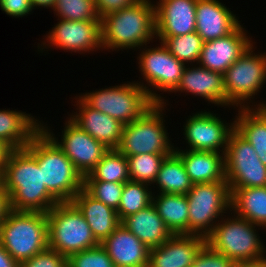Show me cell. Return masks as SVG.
<instances>
[{
	"mask_svg": "<svg viewBox=\"0 0 266 267\" xmlns=\"http://www.w3.org/2000/svg\"><path fill=\"white\" fill-rule=\"evenodd\" d=\"M2 186L14 211L47 213L59 203L43 183L42 167L25 148L10 151L2 174Z\"/></svg>",
	"mask_w": 266,
	"mask_h": 267,
	"instance_id": "cell-1",
	"label": "cell"
},
{
	"mask_svg": "<svg viewBox=\"0 0 266 267\" xmlns=\"http://www.w3.org/2000/svg\"><path fill=\"white\" fill-rule=\"evenodd\" d=\"M25 149L42 167L47 190L59 202H71L83 188L84 178L57 143L41 128Z\"/></svg>",
	"mask_w": 266,
	"mask_h": 267,
	"instance_id": "cell-2",
	"label": "cell"
},
{
	"mask_svg": "<svg viewBox=\"0 0 266 267\" xmlns=\"http://www.w3.org/2000/svg\"><path fill=\"white\" fill-rule=\"evenodd\" d=\"M101 33L102 48L106 50L141 48L156 35L155 5L150 0H137L130 7L104 16Z\"/></svg>",
	"mask_w": 266,
	"mask_h": 267,
	"instance_id": "cell-3",
	"label": "cell"
},
{
	"mask_svg": "<svg viewBox=\"0 0 266 267\" xmlns=\"http://www.w3.org/2000/svg\"><path fill=\"white\" fill-rule=\"evenodd\" d=\"M140 83L129 82L85 93L79 97L91 108L126 125L141 118L156 103H164L161 96Z\"/></svg>",
	"mask_w": 266,
	"mask_h": 267,
	"instance_id": "cell-4",
	"label": "cell"
},
{
	"mask_svg": "<svg viewBox=\"0 0 266 267\" xmlns=\"http://www.w3.org/2000/svg\"><path fill=\"white\" fill-rule=\"evenodd\" d=\"M0 242L19 263L47 249L46 213L11 210L0 224Z\"/></svg>",
	"mask_w": 266,
	"mask_h": 267,
	"instance_id": "cell-5",
	"label": "cell"
},
{
	"mask_svg": "<svg viewBox=\"0 0 266 267\" xmlns=\"http://www.w3.org/2000/svg\"><path fill=\"white\" fill-rule=\"evenodd\" d=\"M48 248L66 258L100 243L93 236L83 214L72 202H59L46 213Z\"/></svg>",
	"mask_w": 266,
	"mask_h": 267,
	"instance_id": "cell-6",
	"label": "cell"
},
{
	"mask_svg": "<svg viewBox=\"0 0 266 267\" xmlns=\"http://www.w3.org/2000/svg\"><path fill=\"white\" fill-rule=\"evenodd\" d=\"M165 104L156 103L141 118L124 125L117 150L126 157L143 153L171 154L174 146L163 124Z\"/></svg>",
	"mask_w": 266,
	"mask_h": 267,
	"instance_id": "cell-7",
	"label": "cell"
},
{
	"mask_svg": "<svg viewBox=\"0 0 266 267\" xmlns=\"http://www.w3.org/2000/svg\"><path fill=\"white\" fill-rule=\"evenodd\" d=\"M233 218L222 219V223L218 220L214 230L206 238V243L234 262L265 258V246L256 234L255 226L258 225L239 216Z\"/></svg>",
	"mask_w": 266,
	"mask_h": 267,
	"instance_id": "cell-8",
	"label": "cell"
},
{
	"mask_svg": "<svg viewBox=\"0 0 266 267\" xmlns=\"http://www.w3.org/2000/svg\"><path fill=\"white\" fill-rule=\"evenodd\" d=\"M186 197L190 235L207 238L217 224L215 219L226 210L232 211L231 191L227 181L193 184Z\"/></svg>",
	"mask_w": 266,
	"mask_h": 267,
	"instance_id": "cell-9",
	"label": "cell"
},
{
	"mask_svg": "<svg viewBox=\"0 0 266 267\" xmlns=\"http://www.w3.org/2000/svg\"><path fill=\"white\" fill-rule=\"evenodd\" d=\"M253 48L252 44L223 74L229 106L250 108L244 103L253 99L266 81V53L253 55Z\"/></svg>",
	"mask_w": 266,
	"mask_h": 267,
	"instance_id": "cell-10",
	"label": "cell"
},
{
	"mask_svg": "<svg viewBox=\"0 0 266 267\" xmlns=\"http://www.w3.org/2000/svg\"><path fill=\"white\" fill-rule=\"evenodd\" d=\"M224 161L229 188L266 187V166L236 130L229 136Z\"/></svg>",
	"mask_w": 266,
	"mask_h": 267,
	"instance_id": "cell-11",
	"label": "cell"
},
{
	"mask_svg": "<svg viewBox=\"0 0 266 267\" xmlns=\"http://www.w3.org/2000/svg\"><path fill=\"white\" fill-rule=\"evenodd\" d=\"M41 128L57 143L66 156L72 161L75 169L83 176L88 175L109 150L100 141L81 129L71 119L65 124L61 142L41 125Z\"/></svg>",
	"mask_w": 266,
	"mask_h": 267,
	"instance_id": "cell-12",
	"label": "cell"
},
{
	"mask_svg": "<svg viewBox=\"0 0 266 267\" xmlns=\"http://www.w3.org/2000/svg\"><path fill=\"white\" fill-rule=\"evenodd\" d=\"M186 122L184 136L189 150L225 154L229 136L235 130L234 122L228 126L216 114L202 111L190 116Z\"/></svg>",
	"mask_w": 266,
	"mask_h": 267,
	"instance_id": "cell-13",
	"label": "cell"
},
{
	"mask_svg": "<svg viewBox=\"0 0 266 267\" xmlns=\"http://www.w3.org/2000/svg\"><path fill=\"white\" fill-rule=\"evenodd\" d=\"M161 47L151 48L141 52L139 68L149 86L161 91L173 92L178 86L184 68L183 62L174 57L162 43Z\"/></svg>",
	"mask_w": 266,
	"mask_h": 267,
	"instance_id": "cell-14",
	"label": "cell"
},
{
	"mask_svg": "<svg viewBox=\"0 0 266 267\" xmlns=\"http://www.w3.org/2000/svg\"><path fill=\"white\" fill-rule=\"evenodd\" d=\"M47 43L74 52L102 49L101 21H69L60 19L47 35Z\"/></svg>",
	"mask_w": 266,
	"mask_h": 267,
	"instance_id": "cell-15",
	"label": "cell"
},
{
	"mask_svg": "<svg viewBox=\"0 0 266 267\" xmlns=\"http://www.w3.org/2000/svg\"><path fill=\"white\" fill-rule=\"evenodd\" d=\"M239 25L231 34L204 42L199 65L224 74L225 71L253 44Z\"/></svg>",
	"mask_w": 266,
	"mask_h": 267,
	"instance_id": "cell-16",
	"label": "cell"
},
{
	"mask_svg": "<svg viewBox=\"0 0 266 267\" xmlns=\"http://www.w3.org/2000/svg\"><path fill=\"white\" fill-rule=\"evenodd\" d=\"M197 0H159L155 6L156 37H174L196 31Z\"/></svg>",
	"mask_w": 266,
	"mask_h": 267,
	"instance_id": "cell-17",
	"label": "cell"
},
{
	"mask_svg": "<svg viewBox=\"0 0 266 267\" xmlns=\"http://www.w3.org/2000/svg\"><path fill=\"white\" fill-rule=\"evenodd\" d=\"M206 238L173 234L162 245L149 250L148 267H191Z\"/></svg>",
	"mask_w": 266,
	"mask_h": 267,
	"instance_id": "cell-18",
	"label": "cell"
},
{
	"mask_svg": "<svg viewBox=\"0 0 266 267\" xmlns=\"http://www.w3.org/2000/svg\"><path fill=\"white\" fill-rule=\"evenodd\" d=\"M100 245L115 267H148L150 249L122 224Z\"/></svg>",
	"mask_w": 266,
	"mask_h": 267,
	"instance_id": "cell-19",
	"label": "cell"
},
{
	"mask_svg": "<svg viewBox=\"0 0 266 267\" xmlns=\"http://www.w3.org/2000/svg\"><path fill=\"white\" fill-rule=\"evenodd\" d=\"M229 8L218 0H197L196 32L204 42L228 36L239 25Z\"/></svg>",
	"mask_w": 266,
	"mask_h": 267,
	"instance_id": "cell-20",
	"label": "cell"
},
{
	"mask_svg": "<svg viewBox=\"0 0 266 267\" xmlns=\"http://www.w3.org/2000/svg\"><path fill=\"white\" fill-rule=\"evenodd\" d=\"M79 113L70 119L108 149H117L123 124L111 116L88 106L80 97L77 101Z\"/></svg>",
	"mask_w": 266,
	"mask_h": 267,
	"instance_id": "cell-21",
	"label": "cell"
},
{
	"mask_svg": "<svg viewBox=\"0 0 266 267\" xmlns=\"http://www.w3.org/2000/svg\"><path fill=\"white\" fill-rule=\"evenodd\" d=\"M186 91L196 96H201L216 105L226 104V92L224 88L223 74L204 68L185 67L181 80L173 92Z\"/></svg>",
	"mask_w": 266,
	"mask_h": 267,
	"instance_id": "cell-22",
	"label": "cell"
},
{
	"mask_svg": "<svg viewBox=\"0 0 266 267\" xmlns=\"http://www.w3.org/2000/svg\"><path fill=\"white\" fill-rule=\"evenodd\" d=\"M86 219L95 239L101 243L121 224L117 211L92 197L84 188L71 201Z\"/></svg>",
	"mask_w": 266,
	"mask_h": 267,
	"instance_id": "cell-23",
	"label": "cell"
},
{
	"mask_svg": "<svg viewBox=\"0 0 266 267\" xmlns=\"http://www.w3.org/2000/svg\"><path fill=\"white\" fill-rule=\"evenodd\" d=\"M193 184L226 181L224 154L218 152L174 149ZM186 151V152H185Z\"/></svg>",
	"mask_w": 266,
	"mask_h": 267,
	"instance_id": "cell-24",
	"label": "cell"
},
{
	"mask_svg": "<svg viewBox=\"0 0 266 267\" xmlns=\"http://www.w3.org/2000/svg\"><path fill=\"white\" fill-rule=\"evenodd\" d=\"M121 224L149 249L162 245L173 235L153 204L123 218Z\"/></svg>",
	"mask_w": 266,
	"mask_h": 267,
	"instance_id": "cell-25",
	"label": "cell"
},
{
	"mask_svg": "<svg viewBox=\"0 0 266 267\" xmlns=\"http://www.w3.org/2000/svg\"><path fill=\"white\" fill-rule=\"evenodd\" d=\"M31 114L12 110H0V141L13 149L25 148L41 129Z\"/></svg>",
	"mask_w": 266,
	"mask_h": 267,
	"instance_id": "cell-26",
	"label": "cell"
},
{
	"mask_svg": "<svg viewBox=\"0 0 266 267\" xmlns=\"http://www.w3.org/2000/svg\"><path fill=\"white\" fill-rule=\"evenodd\" d=\"M238 110L234 121L235 130L253 146L266 166V104H258L255 109L250 107Z\"/></svg>",
	"mask_w": 266,
	"mask_h": 267,
	"instance_id": "cell-27",
	"label": "cell"
},
{
	"mask_svg": "<svg viewBox=\"0 0 266 267\" xmlns=\"http://www.w3.org/2000/svg\"><path fill=\"white\" fill-rule=\"evenodd\" d=\"M230 191L234 214L266 227V187L230 188Z\"/></svg>",
	"mask_w": 266,
	"mask_h": 267,
	"instance_id": "cell-28",
	"label": "cell"
},
{
	"mask_svg": "<svg viewBox=\"0 0 266 267\" xmlns=\"http://www.w3.org/2000/svg\"><path fill=\"white\" fill-rule=\"evenodd\" d=\"M152 204L173 234H189V207L186 194L159 193L156 197L155 195L152 197Z\"/></svg>",
	"mask_w": 266,
	"mask_h": 267,
	"instance_id": "cell-29",
	"label": "cell"
},
{
	"mask_svg": "<svg viewBox=\"0 0 266 267\" xmlns=\"http://www.w3.org/2000/svg\"><path fill=\"white\" fill-rule=\"evenodd\" d=\"M154 182L160 187L159 193L187 194L193 186L183 161L175 151L165 157Z\"/></svg>",
	"mask_w": 266,
	"mask_h": 267,
	"instance_id": "cell-30",
	"label": "cell"
},
{
	"mask_svg": "<svg viewBox=\"0 0 266 267\" xmlns=\"http://www.w3.org/2000/svg\"><path fill=\"white\" fill-rule=\"evenodd\" d=\"M84 180L125 183L130 181L128 161L117 149H109Z\"/></svg>",
	"mask_w": 266,
	"mask_h": 267,
	"instance_id": "cell-31",
	"label": "cell"
},
{
	"mask_svg": "<svg viewBox=\"0 0 266 267\" xmlns=\"http://www.w3.org/2000/svg\"><path fill=\"white\" fill-rule=\"evenodd\" d=\"M148 186V184L134 181L124 183L117 210L120 221L152 204L153 194L152 191H149Z\"/></svg>",
	"mask_w": 266,
	"mask_h": 267,
	"instance_id": "cell-32",
	"label": "cell"
},
{
	"mask_svg": "<svg viewBox=\"0 0 266 267\" xmlns=\"http://www.w3.org/2000/svg\"><path fill=\"white\" fill-rule=\"evenodd\" d=\"M158 38L180 62L185 64V62L195 63L196 61L198 64L204 41L196 31L185 35Z\"/></svg>",
	"mask_w": 266,
	"mask_h": 267,
	"instance_id": "cell-33",
	"label": "cell"
},
{
	"mask_svg": "<svg viewBox=\"0 0 266 267\" xmlns=\"http://www.w3.org/2000/svg\"><path fill=\"white\" fill-rule=\"evenodd\" d=\"M166 156L168 155L143 153L126 157L130 181L141 182L148 185L154 183Z\"/></svg>",
	"mask_w": 266,
	"mask_h": 267,
	"instance_id": "cell-34",
	"label": "cell"
},
{
	"mask_svg": "<svg viewBox=\"0 0 266 267\" xmlns=\"http://www.w3.org/2000/svg\"><path fill=\"white\" fill-rule=\"evenodd\" d=\"M56 15L69 21H101L94 0H55Z\"/></svg>",
	"mask_w": 266,
	"mask_h": 267,
	"instance_id": "cell-35",
	"label": "cell"
},
{
	"mask_svg": "<svg viewBox=\"0 0 266 267\" xmlns=\"http://www.w3.org/2000/svg\"><path fill=\"white\" fill-rule=\"evenodd\" d=\"M124 183L84 180L83 188L95 199L118 210Z\"/></svg>",
	"mask_w": 266,
	"mask_h": 267,
	"instance_id": "cell-36",
	"label": "cell"
},
{
	"mask_svg": "<svg viewBox=\"0 0 266 267\" xmlns=\"http://www.w3.org/2000/svg\"><path fill=\"white\" fill-rule=\"evenodd\" d=\"M67 265L69 267H115L114 262L100 244L70 255L67 258Z\"/></svg>",
	"mask_w": 266,
	"mask_h": 267,
	"instance_id": "cell-37",
	"label": "cell"
},
{
	"mask_svg": "<svg viewBox=\"0 0 266 267\" xmlns=\"http://www.w3.org/2000/svg\"><path fill=\"white\" fill-rule=\"evenodd\" d=\"M234 261L218 253L205 243L196 255L191 267H233Z\"/></svg>",
	"mask_w": 266,
	"mask_h": 267,
	"instance_id": "cell-38",
	"label": "cell"
},
{
	"mask_svg": "<svg viewBox=\"0 0 266 267\" xmlns=\"http://www.w3.org/2000/svg\"><path fill=\"white\" fill-rule=\"evenodd\" d=\"M65 265H67V258L51 248L20 263V267H65Z\"/></svg>",
	"mask_w": 266,
	"mask_h": 267,
	"instance_id": "cell-39",
	"label": "cell"
},
{
	"mask_svg": "<svg viewBox=\"0 0 266 267\" xmlns=\"http://www.w3.org/2000/svg\"><path fill=\"white\" fill-rule=\"evenodd\" d=\"M0 7L12 17H23L33 10L30 0H0Z\"/></svg>",
	"mask_w": 266,
	"mask_h": 267,
	"instance_id": "cell-40",
	"label": "cell"
},
{
	"mask_svg": "<svg viewBox=\"0 0 266 267\" xmlns=\"http://www.w3.org/2000/svg\"><path fill=\"white\" fill-rule=\"evenodd\" d=\"M137 0H94L100 19L104 16L130 7Z\"/></svg>",
	"mask_w": 266,
	"mask_h": 267,
	"instance_id": "cell-41",
	"label": "cell"
},
{
	"mask_svg": "<svg viewBox=\"0 0 266 267\" xmlns=\"http://www.w3.org/2000/svg\"><path fill=\"white\" fill-rule=\"evenodd\" d=\"M11 211L10 198L3 186H0V224Z\"/></svg>",
	"mask_w": 266,
	"mask_h": 267,
	"instance_id": "cell-42",
	"label": "cell"
},
{
	"mask_svg": "<svg viewBox=\"0 0 266 267\" xmlns=\"http://www.w3.org/2000/svg\"><path fill=\"white\" fill-rule=\"evenodd\" d=\"M0 267H20V263L4 249L0 242Z\"/></svg>",
	"mask_w": 266,
	"mask_h": 267,
	"instance_id": "cell-43",
	"label": "cell"
},
{
	"mask_svg": "<svg viewBox=\"0 0 266 267\" xmlns=\"http://www.w3.org/2000/svg\"><path fill=\"white\" fill-rule=\"evenodd\" d=\"M12 149L4 142L0 141V174H3L7 157Z\"/></svg>",
	"mask_w": 266,
	"mask_h": 267,
	"instance_id": "cell-44",
	"label": "cell"
},
{
	"mask_svg": "<svg viewBox=\"0 0 266 267\" xmlns=\"http://www.w3.org/2000/svg\"><path fill=\"white\" fill-rule=\"evenodd\" d=\"M233 267H266V257L255 261L235 262Z\"/></svg>",
	"mask_w": 266,
	"mask_h": 267,
	"instance_id": "cell-45",
	"label": "cell"
},
{
	"mask_svg": "<svg viewBox=\"0 0 266 267\" xmlns=\"http://www.w3.org/2000/svg\"><path fill=\"white\" fill-rule=\"evenodd\" d=\"M33 9H35L34 7H51L53 8L55 0H30Z\"/></svg>",
	"mask_w": 266,
	"mask_h": 267,
	"instance_id": "cell-46",
	"label": "cell"
},
{
	"mask_svg": "<svg viewBox=\"0 0 266 267\" xmlns=\"http://www.w3.org/2000/svg\"><path fill=\"white\" fill-rule=\"evenodd\" d=\"M2 185V175L0 174V186Z\"/></svg>",
	"mask_w": 266,
	"mask_h": 267,
	"instance_id": "cell-47",
	"label": "cell"
}]
</instances>
